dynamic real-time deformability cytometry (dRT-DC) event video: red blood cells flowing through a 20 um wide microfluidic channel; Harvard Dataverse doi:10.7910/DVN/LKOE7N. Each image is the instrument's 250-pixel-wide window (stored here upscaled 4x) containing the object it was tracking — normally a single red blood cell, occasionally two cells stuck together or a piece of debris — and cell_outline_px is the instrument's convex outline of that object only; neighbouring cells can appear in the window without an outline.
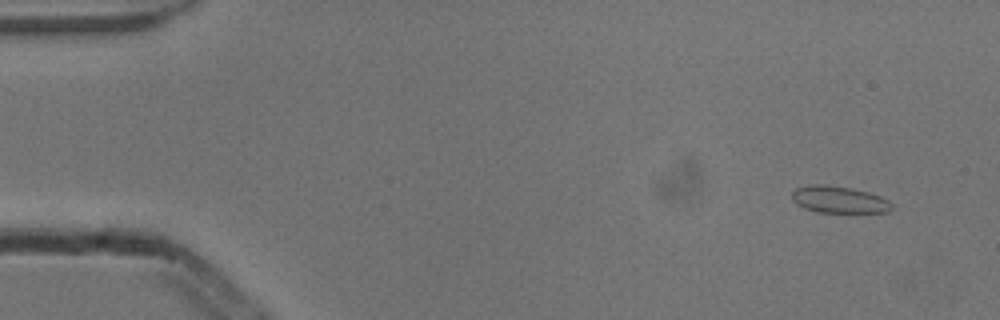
{"species": "common noctule bat (a hibernating species)", "species_latin": "Nyctalus noctula", "temperature_condition": "cold", "stored_images_in_passage": 6, "camera_frame_rate_fps": 3000, "um_per_image_px": 0.085, "animal": {"sex": "male", "body_mass_g": 13.3}, "frame": {"image": 1, "passage_image": 1, "time_ms": 0.0, "image_size_px": [1000, 320], "cell_outline_px": [[896, 208], [888, 212], [820, 212], [804, 208], [796, 204], [792, 200], [792, 192], [796, 188], [808, 184], [824, 184], [852, 188], [868, 192], [880, 196], [888, 200]], "centroid_in_image_um": [71.32, 16.96], "position_along_channel_um": 13.7, "area_um2": 15.78}}
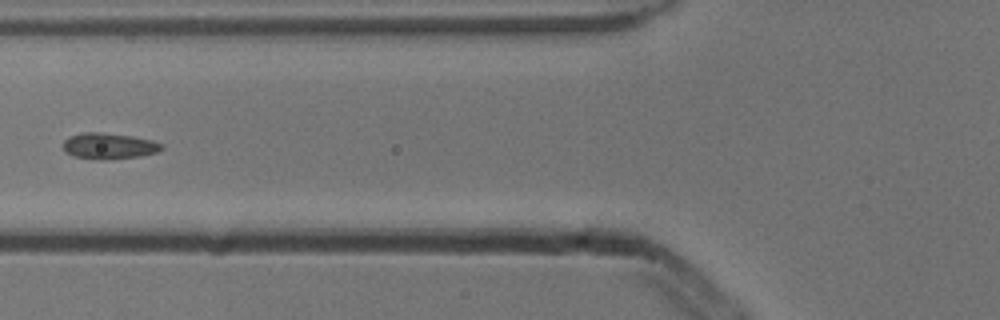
{"frame": {"image": 2, "passage_image": 6, "time_ms": 1.667, "image_size_px": [1000, 320], "cell_outline_px": [[164, 148], [156, 152], [140, 156], [104, 160], [100, 160], [72, 156], [64, 152], [64, 140], [68, 136], [84, 132], [100, 132], [132, 136], [152, 140], [164, 144]], "centroid_in_image_um": [9.25, 12.41], "position_along_channel_um": 116.6, "area_um2": 15.09}}